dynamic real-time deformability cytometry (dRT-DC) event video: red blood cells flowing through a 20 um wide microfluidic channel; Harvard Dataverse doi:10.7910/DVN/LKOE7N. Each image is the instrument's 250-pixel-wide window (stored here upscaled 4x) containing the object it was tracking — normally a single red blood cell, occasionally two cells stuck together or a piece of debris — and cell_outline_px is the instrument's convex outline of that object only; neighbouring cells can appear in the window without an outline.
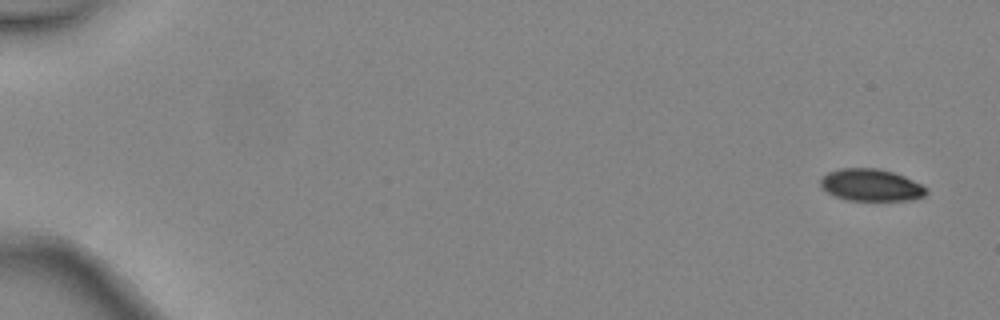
{"species": "common noctule bat (a hibernating species)", "species_latin": "Nyctalus noctula", "temperature_condition": "warm", "stored_images_in_passage": 4, "camera_frame_rate_fps": 3000, "um_per_image_px": 0.085, "animal": {"sex": "female", "body_mass_g": 24.6, "forearm_length_mm": 56.2}, "frame": {"image": 1, "passage_image": 1, "time_ms": 0.0, "image_size_px": [1000, 320], "cell_outline_px": [[928, 192], [924, 196], [908, 200], [848, 200], [836, 196], [820, 188], [820, 180], [828, 172], [840, 168], [880, 168], [896, 172], [928, 188]], "centroid_in_image_um": [74.04, 15.72], "position_along_channel_um": 11.0, "area_um2": 19.83}}